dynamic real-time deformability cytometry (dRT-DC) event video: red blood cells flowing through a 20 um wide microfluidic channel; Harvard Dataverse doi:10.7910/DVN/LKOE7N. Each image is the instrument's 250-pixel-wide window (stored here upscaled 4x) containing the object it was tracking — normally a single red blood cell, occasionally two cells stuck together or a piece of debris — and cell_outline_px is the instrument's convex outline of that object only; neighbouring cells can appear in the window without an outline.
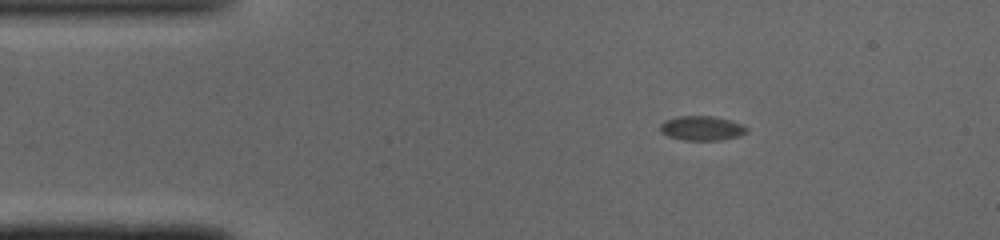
{"species": "common noctule bat (a hibernating species)", "species_latin": "Nyctalus noctula", "temperature_condition": "cold", "stored_images_in_passage": 43, "camera_frame_rate_fps": 3000, "um_per_image_px": 0.085, "animal": {"sex": "male", "body_mass_g": 19.0, "forearm_length_mm": 50.8}, "frame": {"image": 1, "passage_image": 1, "time_ms": 0.0, "image_size_px": [1000, 240], "cell_outline_px": [[748, 132], [740, 136], [720, 140], [684, 140], [668, 136], [660, 132], [660, 124], [664, 120], [676, 116], [712, 116], [744, 124], [748, 128]], "centroid_in_image_um": [59.66, 10.9], "position_along_channel_um": 25.3, "area_um2": 12.48}}
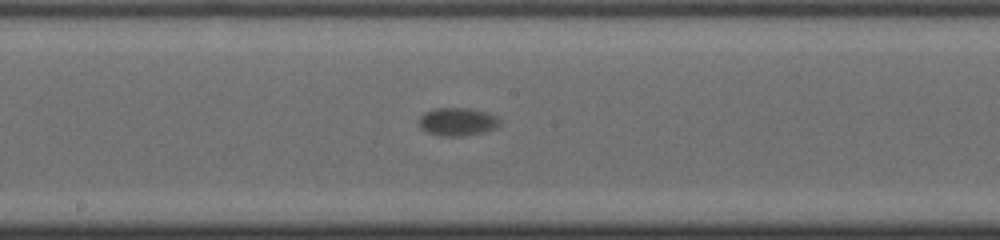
{"frame": {"image": 2, "passage_image": 19, "time_ms": 6.0, "image_size_px": [1000, 240], "cell_outline_px": [[500, 124], [492, 128], [480, 132], [464, 136], [440, 136], [428, 132], [420, 128], [420, 116], [424, 112], [436, 108], [468, 108], [484, 112], [496, 116], [500, 120]], "centroid_in_image_um": [38.84, 10.34], "position_along_channel_um": 209.4, "area_um2": 12.95}}
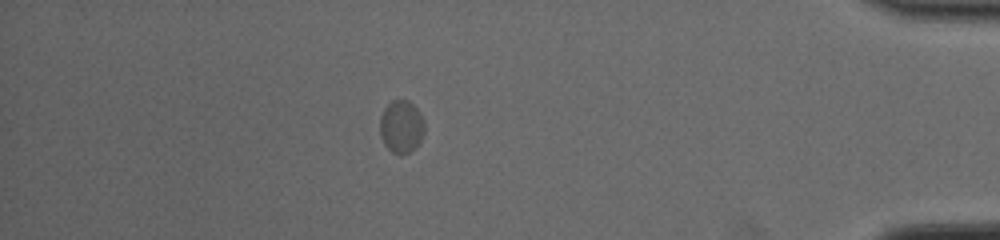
{"frame": {"image": 3, "passage_image": 37, "time_ms": 12.0, "image_size_px": [1000, 240], "cell_outline_px": [[424, 132], [420, 140], [408, 152], [400, 156], [392, 152], [384, 144], [380, 136], [380, 116], [384, 108], [392, 100], [408, 100], [420, 112], [424, 120]], "centroid_in_image_um": [34.09, 10.75], "position_along_channel_um": 401.1, "area_um2": 13.64}, "authors_computed_cell_mechanics": {"area_um2": 13.005, "velocity_mm_per_s": 3.9801, "shape_relaxation_time_tau1_ms": 4.0317, "shape_relaxation_time_tau2_ms": null, "deformation_change_tau1": 0.1176, "deformation_change_tau2": null}}